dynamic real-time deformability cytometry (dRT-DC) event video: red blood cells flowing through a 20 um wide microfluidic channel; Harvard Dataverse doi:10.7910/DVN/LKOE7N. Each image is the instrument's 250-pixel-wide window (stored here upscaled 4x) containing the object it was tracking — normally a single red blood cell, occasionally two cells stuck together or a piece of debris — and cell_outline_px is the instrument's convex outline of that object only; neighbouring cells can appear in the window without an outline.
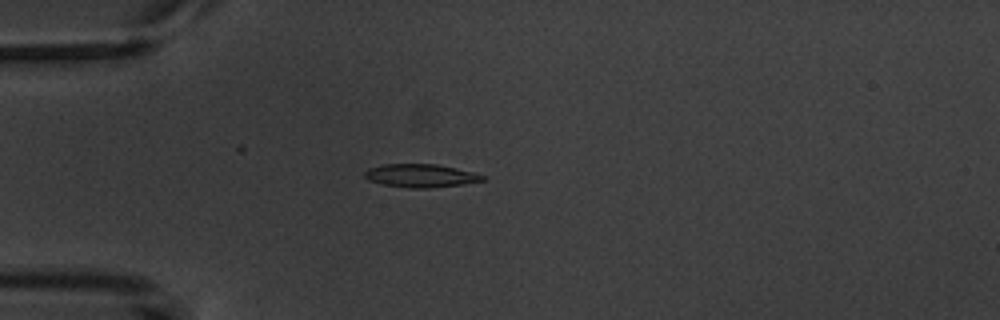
{"species": "common noctule bat (a hibernating species)", "species_latin": "Nyctalus noctula", "temperature_condition": "warm", "stored_images_in_passage": 3, "camera_frame_rate_fps": 3000, "um_per_image_px": 0.085, "animal": {"sex": "male", "body_mass_g": 20.1, "forearm_length_mm": 53.5}, "frame": {"image": 1, "passage_image": 3, "time_ms": 3.667, "image_size_px": [1000, 320], "cell_outline_px": [[488, 180], [464, 184], [428, 188], [408, 188], [380, 184], [368, 180], [364, 176], [364, 172], [368, 168], [380, 164], [436, 164], [456, 168], [472, 172], [484, 176]], "centroid_in_image_um": [35.73, 14.93], "position_along_channel_um": 49.3, "area_um2": 16.13}}